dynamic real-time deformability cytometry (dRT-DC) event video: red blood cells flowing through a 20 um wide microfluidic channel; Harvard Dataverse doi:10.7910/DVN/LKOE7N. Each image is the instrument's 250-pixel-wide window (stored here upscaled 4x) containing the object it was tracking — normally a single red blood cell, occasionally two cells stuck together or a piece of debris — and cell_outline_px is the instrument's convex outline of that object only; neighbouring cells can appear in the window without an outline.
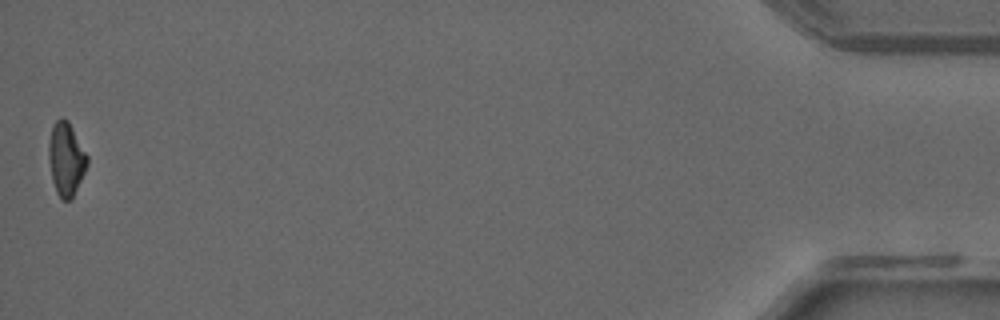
{"species": "common noctule bat (a hibernating species)", "species_latin": "Nyctalus noctula", "temperature_condition": "warm", "stored_images_in_passage": 47, "camera_frame_rate_fps": 3000, "um_per_image_px": 0.085, "animal": {"sex": "male", "forearm_length_mm": 52.5}, "frame": {"image": 1, "passage_image": 47, "time_ms": 15.333, "image_size_px": [1000, 320], "cell_outline_px": [[88, 164], [72, 200], [60, 200], [56, 192], [52, 180], [48, 156], [48, 144], [52, 124], [60, 116], [68, 120], [88, 156]], "centroid_in_image_um": [5.61, 13.52], "position_along_channel_um": 429.6, "area_um2": 16.7}}